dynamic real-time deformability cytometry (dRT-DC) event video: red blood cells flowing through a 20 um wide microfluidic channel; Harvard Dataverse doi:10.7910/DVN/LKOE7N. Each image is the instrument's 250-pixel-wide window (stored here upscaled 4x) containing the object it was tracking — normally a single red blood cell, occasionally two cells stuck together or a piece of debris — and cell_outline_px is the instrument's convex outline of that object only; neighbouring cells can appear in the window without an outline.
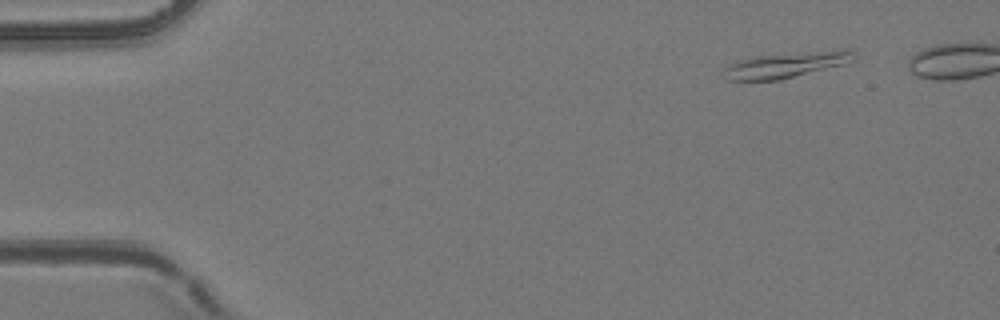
{"species": "common noctule bat (a hibernating species)", "species_latin": "Nyctalus noctula", "temperature_condition": "room temperature", "stored_images_in_passage": 6, "camera_frame_rate_fps": 3000, "um_per_image_px": 0.085, "animal": {"sex": "female", "body_mass_g": 24.6, "forearm_length_mm": 56.2}, "frame": {"image": 1, "passage_image": 2, "time_ms": 0.333, "image_size_px": [1000, 320], "cell_outline_px": [[856, 56], [852, 60], [844, 64], [780, 80], [728, 80], [724, 68], [728, 64], [740, 60], [756, 56], [844, 48], [848, 48]], "centroid_in_image_um": [66.87, 5.49], "position_along_channel_um": 18.1, "area_um2": 19.31}}